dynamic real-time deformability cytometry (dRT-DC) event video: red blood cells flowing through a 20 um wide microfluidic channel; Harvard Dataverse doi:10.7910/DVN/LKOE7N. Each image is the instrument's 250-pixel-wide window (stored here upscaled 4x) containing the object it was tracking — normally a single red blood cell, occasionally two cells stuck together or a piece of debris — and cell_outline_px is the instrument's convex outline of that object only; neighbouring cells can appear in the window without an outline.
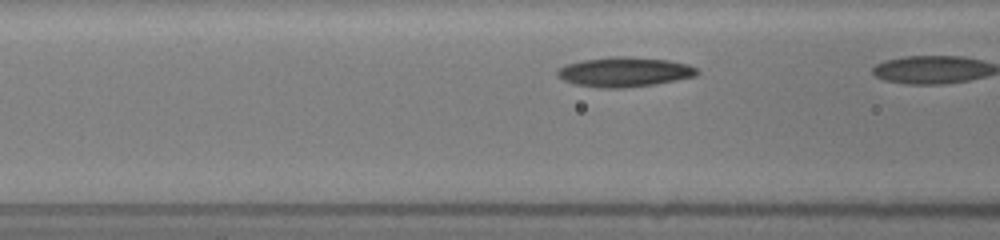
{"species": "common noctule bat (a hibernating species)", "species_latin": "Nyctalus noctula", "temperature_condition": "room temperature", "stored_images_in_passage": 5, "camera_frame_rate_fps": 3000, "um_per_image_px": 0.085, "animal": {"sex": "female", "body_mass_g": 19.5, "forearm_length_mm": 54.1}, "frame": {"image": 1, "passage_image": 4, "time_ms": 1.0, "image_size_px": [1000, 240], "cell_outline_px": [[700, 72], [696, 76], [656, 84], [620, 88], [600, 88], [576, 84], [564, 80], [556, 76], [556, 72], [560, 68], [568, 64], [584, 60], [608, 56], [624, 56], [668, 60], [688, 64], [696, 68]], "centroid_in_image_um": [53.09, 6.11], "position_along_channel_um": 113.5, "area_um2": 24.1}}